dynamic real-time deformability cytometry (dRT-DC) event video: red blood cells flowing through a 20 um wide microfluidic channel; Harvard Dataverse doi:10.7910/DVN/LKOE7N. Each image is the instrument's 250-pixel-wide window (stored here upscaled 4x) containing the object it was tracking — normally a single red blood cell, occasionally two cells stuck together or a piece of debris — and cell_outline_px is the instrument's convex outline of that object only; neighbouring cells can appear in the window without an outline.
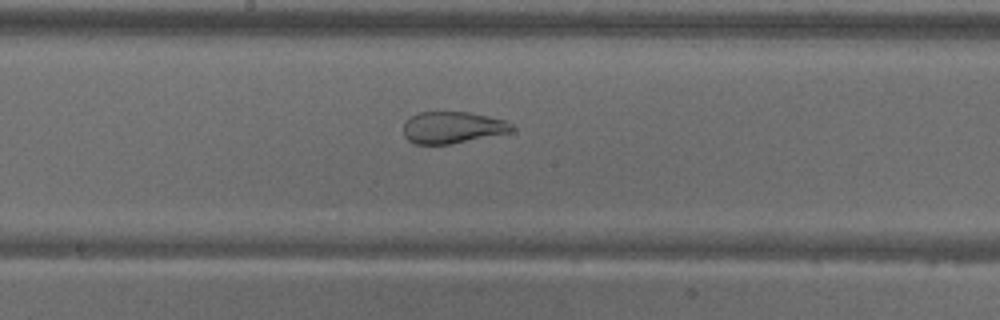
{"species": "common noctule bat (a hibernating species)", "species_latin": "Nyctalus noctula", "temperature_condition": "warm", "stored_images_in_passage": 43, "camera_frame_rate_fps": 3000, "um_per_image_px": 0.085, "animal": {"sex": "male", "body_mass_g": 18.8}, "frame": {"image": 1, "passage_image": 17, "time_ms": 5.333, "image_size_px": [1000, 320], "cell_outline_px": [[516, 128], [512, 132], [452, 144], [416, 144], [408, 140], [404, 136], [404, 124], [412, 116], [420, 112], [468, 112], [508, 120]], "centroid_in_image_um": [38.52, 10.84], "position_along_channel_um": 209.7, "area_um2": 20.17}}
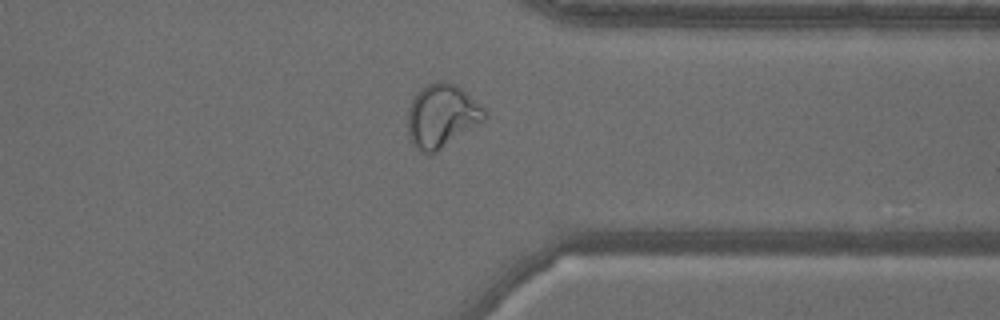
{"frame": {"image": 2, "passage_image": 31, "time_ms": 10.0, "image_size_px": [1000, 320], "cell_outline_px": [[488, 116], [484, 120], [436, 152], [428, 156], [420, 152], [408, 136], [408, 108], [416, 92], [420, 88], [436, 80], [444, 80], [456, 84], [488, 108]], "centroid_in_image_um": [37.58, 9.82], "position_along_channel_um": 373.8, "area_um2": 28.84}}
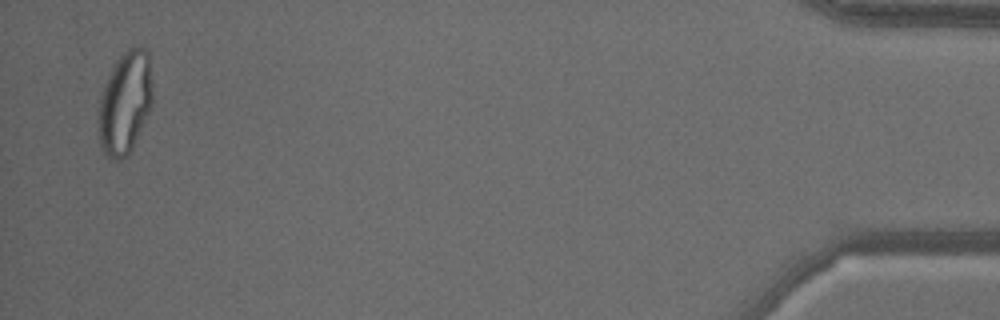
{"frame": {"image": 3, "passage_image": 42, "time_ms": 13.667, "image_size_px": [1000, 320], "cell_outline_px": [[152, 104], [132, 148], [128, 156], [120, 160], [112, 160], [104, 152], [100, 144], [96, 120], [100, 96], [104, 84], [112, 64], [132, 44], [144, 48], [148, 52], [152, 84]], "centroid_in_image_um": [10.59, 8.71], "position_along_channel_um": 424.6, "area_um2": 32.89}, "authors_computed_cell_mechanics": {"area_um2": 25.9522, "velocity_mm_per_s": 3.5853, "shape_relaxation_time_tau1_ms": null, "shape_relaxation_time_tau2_ms": 1.0044, "deformation_change_tau1": null, "deformation_change_tau2": 0.0878}}